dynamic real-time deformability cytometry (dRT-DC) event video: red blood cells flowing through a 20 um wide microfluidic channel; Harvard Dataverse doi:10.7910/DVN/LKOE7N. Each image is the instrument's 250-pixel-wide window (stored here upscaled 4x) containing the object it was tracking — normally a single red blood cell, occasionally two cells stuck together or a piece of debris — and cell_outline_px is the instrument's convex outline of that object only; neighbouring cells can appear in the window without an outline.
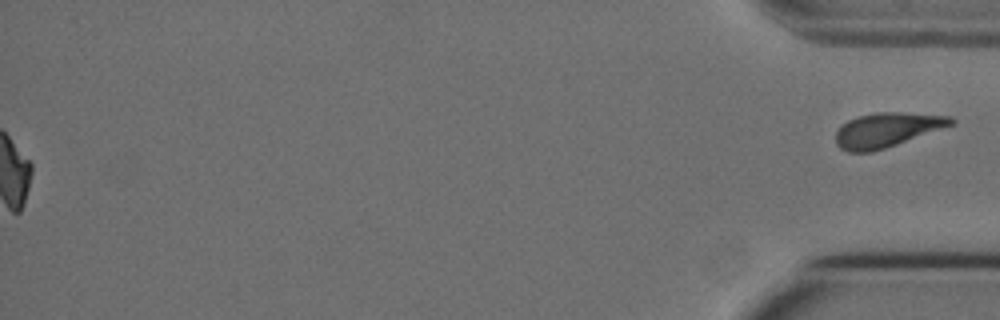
{"species": "Egyptian fruit bat (a non-hibernating species)", "species_latin": "Rousettus aegyptiacus", "temperature_condition": "cold", "stored_images_in_passage": 56, "segment_of_instrument_passage": [2, 2], "camera_frame_rate_fps": 3000, "um_per_image_px": 0.085, "animal": {"sex": "female"}, "frame": {"image": 1, "passage_image": 56, "time_ms": 18.333, "image_size_px": [1000, 320], "cell_outline_px": [[956, 124], [872, 152], [848, 152], [840, 148], [836, 144], [836, 132], [840, 124], [856, 116], [876, 112], [900, 112], [952, 116], [956, 120]], "centroid_in_image_um": [75.38, 11.03], "position_along_channel_um": 359.8, "area_um2": 23.29}}